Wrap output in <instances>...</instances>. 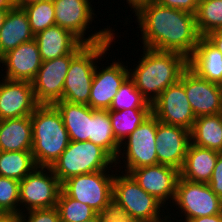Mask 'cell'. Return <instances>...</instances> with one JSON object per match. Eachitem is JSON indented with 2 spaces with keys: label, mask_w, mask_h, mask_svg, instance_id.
I'll return each mask as SVG.
<instances>
[{
  "label": "cell",
  "mask_w": 222,
  "mask_h": 222,
  "mask_svg": "<svg viewBox=\"0 0 222 222\" xmlns=\"http://www.w3.org/2000/svg\"><path fill=\"white\" fill-rule=\"evenodd\" d=\"M135 16L145 48L176 52L188 59L201 37L194 14L162 6L156 1L143 7Z\"/></svg>",
  "instance_id": "1"
},
{
  "label": "cell",
  "mask_w": 222,
  "mask_h": 222,
  "mask_svg": "<svg viewBox=\"0 0 222 222\" xmlns=\"http://www.w3.org/2000/svg\"><path fill=\"white\" fill-rule=\"evenodd\" d=\"M141 57L137 67L133 72L132 70L129 72V77L148 103L153 104L168 86L180 80L182 73L188 67V59L176 52L145 47Z\"/></svg>",
  "instance_id": "2"
},
{
  "label": "cell",
  "mask_w": 222,
  "mask_h": 222,
  "mask_svg": "<svg viewBox=\"0 0 222 222\" xmlns=\"http://www.w3.org/2000/svg\"><path fill=\"white\" fill-rule=\"evenodd\" d=\"M30 117L35 164L37 167H51L70 142L62 116L54 105L40 104Z\"/></svg>",
  "instance_id": "3"
},
{
  "label": "cell",
  "mask_w": 222,
  "mask_h": 222,
  "mask_svg": "<svg viewBox=\"0 0 222 222\" xmlns=\"http://www.w3.org/2000/svg\"><path fill=\"white\" fill-rule=\"evenodd\" d=\"M114 174L112 212L136 222H162V203L142 189L128 173Z\"/></svg>",
  "instance_id": "4"
},
{
  "label": "cell",
  "mask_w": 222,
  "mask_h": 222,
  "mask_svg": "<svg viewBox=\"0 0 222 222\" xmlns=\"http://www.w3.org/2000/svg\"><path fill=\"white\" fill-rule=\"evenodd\" d=\"M115 39L114 34L104 42L87 44L69 65L61 100L88 105L96 60H100Z\"/></svg>",
  "instance_id": "5"
},
{
  "label": "cell",
  "mask_w": 222,
  "mask_h": 222,
  "mask_svg": "<svg viewBox=\"0 0 222 222\" xmlns=\"http://www.w3.org/2000/svg\"><path fill=\"white\" fill-rule=\"evenodd\" d=\"M115 159L91 141H70L67 148L50 167L62 184L70 177L107 170Z\"/></svg>",
  "instance_id": "6"
},
{
  "label": "cell",
  "mask_w": 222,
  "mask_h": 222,
  "mask_svg": "<svg viewBox=\"0 0 222 222\" xmlns=\"http://www.w3.org/2000/svg\"><path fill=\"white\" fill-rule=\"evenodd\" d=\"M106 171L70 177L61 184V189L69 197L89 205L99 214L112 213L114 175Z\"/></svg>",
  "instance_id": "7"
},
{
  "label": "cell",
  "mask_w": 222,
  "mask_h": 222,
  "mask_svg": "<svg viewBox=\"0 0 222 222\" xmlns=\"http://www.w3.org/2000/svg\"><path fill=\"white\" fill-rule=\"evenodd\" d=\"M90 0H53L56 25L70 31L82 43L95 44L107 41L114 33L109 28L85 38L89 23L92 22L95 13L91 8Z\"/></svg>",
  "instance_id": "8"
},
{
  "label": "cell",
  "mask_w": 222,
  "mask_h": 222,
  "mask_svg": "<svg viewBox=\"0 0 222 222\" xmlns=\"http://www.w3.org/2000/svg\"><path fill=\"white\" fill-rule=\"evenodd\" d=\"M60 191L61 183L52 169L36 167L20 181L19 204L24 205L26 211L54 208Z\"/></svg>",
  "instance_id": "9"
},
{
  "label": "cell",
  "mask_w": 222,
  "mask_h": 222,
  "mask_svg": "<svg viewBox=\"0 0 222 222\" xmlns=\"http://www.w3.org/2000/svg\"><path fill=\"white\" fill-rule=\"evenodd\" d=\"M86 45L81 43L71 54L42 62L35 79L32 81L34 95L39 104L53 105L62 99L71 60Z\"/></svg>",
  "instance_id": "10"
},
{
  "label": "cell",
  "mask_w": 222,
  "mask_h": 222,
  "mask_svg": "<svg viewBox=\"0 0 222 222\" xmlns=\"http://www.w3.org/2000/svg\"><path fill=\"white\" fill-rule=\"evenodd\" d=\"M158 119L151 113L148 118L143 121L134 132H132L124 143H120V151L123 146L122 155H126L125 173H129L132 169H138L145 166H153L158 164L156 154V130ZM127 141V142H126ZM125 144V145H122ZM127 149V150H126Z\"/></svg>",
  "instance_id": "11"
},
{
  "label": "cell",
  "mask_w": 222,
  "mask_h": 222,
  "mask_svg": "<svg viewBox=\"0 0 222 222\" xmlns=\"http://www.w3.org/2000/svg\"><path fill=\"white\" fill-rule=\"evenodd\" d=\"M176 205L185 214V221L202 216L219 214L221 198L207 183L192 182L181 177L176 184Z\"/></svg>",
  "instance_id": "12"
},
{
  "label": "cell",
  "mask_w": 222,
  "mask_h": 222,
  "mask_svg": "<svg viewBox=\"0 0 222 222\" xmlns=\"http://www.w3.org/2000/svg\"><path fill=\"white\" fill-rule=\"evenodd\" d=\"M152 114L162 123L181 126L189 131L196 120L180 81L168 86L153 102Z\"/></svg>",
  "instance_id": "13"
},
{
  "label": "cell",
  "mask_w": 222,
  "mask_h": 222,
  "mask_svg": "<svg viewBox=\"0 0 222 222\" xmlns=\"http://www.w3.org/2000/svg\"><path fill=\"white\" fill-rule=\"evenodd\" d=\"M195 117L222 113V90L187 67L180 80Z\"/></svg>",
  "instance_id": "14"
},
{
  "label": "cell",
  "mask_w": 222,
  "mask_h": 222,
  "mask_svg": "<svg viewBox=\"0 0 222 222\" xmlns=\"http://www.w3.org/2000/svg\"><path fill=\"white\" fill-rule=\"evenodd\" d=\"M190 143L188 129L158 122L155 142L158 164L167 165L180 171Z\"/></svg>",
  "instance_id": "15"
},
{
  "label": "cell",
  "mask_w": 222,
  "mask_h": 222,
  "mask_svg": "<svg viewBox=\"0 0 222 222\" xmlns=\"http://www.w3.org/2000/svg\"><path fill=\"white\" fill-rule=\"evenodd\" d=\"M0 82V120L31 116L40 105L32 82L2 78Z\"/></svg>",
  "instance_id": "16"
},
{
  "label": "cell",
  "mask_w": 222,
  "mask_h": 222,
  "mask_svg": "<svg viewBox=\"0 0 222 222\" xmlns=\"http://www.w3.org/2000/svg\"><path fill=\"white\" fill-rule=\"evenodd\" d=\"M130 174L139 186L163 205L169 198L174 202L179 170L162 164L132 169Z\"/></svg>",
  "instance_id": "17"
},
{
  "label": "cell",
  "mask_w": 222,
  "mask_h": 222,
  "mask_svg": "<svg viewBox=\"0 0 222 222\" xmlns=\"http://www.w3.org/2000/svg\"><path fill=\"white\" fill-rule=\"evenodd\" d=\"M125 67L119 61L112 62L101 71L96 66L88 106L94 110H109L118 89L129 77L130 70Z\"/></svg>",
  "instance_id": "18"
},
{
  "label": "cell",
  "mask_w": 222,
  "mask_h": 222,
  "mask_svg": "<svg viewBox=\"0 0 222 222\" xmlns=\"http://www.w3.org/2000/svg\"><path fill=\"white\" fill-rule=\"evenodd\" d=\"M42 62L35 39L22 43L0 58V63L6 66L5 79L29 82L35 79Z\"/></svg>",
  "instance_id": "19"
},
{
  "label": "cell",
  "mask_w": 222,
  "mask_h": 222,
  "mask_svg": "<svg viewBox=\"0 0 222 222\" xmlns=\"http://www.w3.org/2000/svg\"><path fill=\"white\" fill-rule=\"evenodd\" d=\"M42 61L71 54L82 42L70 31L53 25L34 36Z\"/></svg>",
  "instance_id": "20"
},
{
  "label": "cell",
  "mask_w": 222,
  "mask_h": 222,
  "mask_svg": "<svg viewBox=\"0 0 222 222\" xmlns=\"http://www.w3.org/2000/svg\"><path fill=\"white\" fill-rule=\"evenodd\" d=\"M34 36L24 9L15 6L8 10L0 29V58L22 43L32 41Z\"/></svg>",
  "instance_id": "21"
},
{
  "label": "cell",
  "mask_w": 222,
  "mask_h": 222,
  "mask_svg": "<svg viewBox=\"0 0 222 222\" xmlns=\"http://www.w3.org/2000/svg\"><path fill=\"white\" fill-rule=\"evenodd\" d=\"M188 67L205 80L218 84L222 78V54L206 37H200L188 58Z\"/></svg>",
  "instance_id": "22"
},
{
  "label": "cell",
  "mask_w": 222,
  "mask_h": 222,
  "mask_svg": "<svg viewBox=\"0 0 222 222\" xmlns=\"http://www.w3.org/2000/svg\"><path fill=\"white\" fill-rule=\"evenodd\" d=\"M219 153L190 143L183 166L179 171L180 177L188 181L208 184Z\"/></svg>",
  "instance_id": "23"
},
{
  "label": "cell",
  "mask_w": 222,
  "mask_h": 222,
  "mask_svg": "<svg viewBox=\"0 0 222 222\" xmlns=\"http://www.w3.org/2000/svg\"><path fill=\"white\" fill-rule=\"evenodd\" d=\"M30 116L0 120V151H32Z\"/></svg>",
  "instance_id": "24"
},
{
  "label": "cell",
  "mask_w": 222,
  "mask_h": 222,
  "mask_svg": "<svg viewBox=\"0 0 222 222\" xmlns=\"http://www.w3.org/2000/svg\"><path fill=\"white\" fill-rule=\"evenodd\" d=\"M60 112L70 141H89L91 107L59 100L53 104Z\"/></svg>",
  "instance_id": "25"
},
{
  "label": "cell",
  "mask_w": 222,
  "mask_h": 222,
  "mask_svg": "<svg viewBox=\"0 0 222 222\" xmlns=\"http://www.w3.org/2000/svg\"><path fill=\"white\" fill-rule=\"evenodd\" d=\"M190 139L195 146L222 152V113L196 117Z\"/></svg>",
  "instance_id": "26"
},
{
  "label": "cell",
  "mask_w": 222,
  "mask_h": 222,
  "mask_svg": "<svg viewBox=\"0 0 222 222\" xmlns=\"http://www.w3.org/2000/svg\"><path fill=\"white\" fill-rule=\"evenodd\" d=\"M89 141L104 148L119 164L120 144L114 136L108 110H94L91 108V128Z\"/></svg>",
  "instance_id": "27"
},
{
  "label": "cell",
  "mask_w": 222,
  "mask_h": 222,
  "mask_svg": "<svg viewBox=\"0 0 222 222\" xmlns=\"http://www.w3.org/2000/svg\"><path fill=\"white\" fill-rule=\"evenodd\" d=\"M36 167L32 151H0V176L21 181Z\"/></svg>",
  "instance_id": "28"
},
{
  "label": "cell",
  "mask_w": 222,
  "mask_h": 222,
  "mask_svg": "<svg viewBox=\"0 0 222 222\" xmlns=\"http://www.w3.org/2000/svg\"><path fill=\"white\" fill-rule=\"evenodd\" d=\"M152 113V109H125L108 111L116 141L123 143L136 128Z\"/></svg>",
  "instance_id": "29"
},
{
  "label": "cell",
  "mask_w": 222,
  "mask_h": 222,
  "mask_svg": "<svg viewBox=\"0 0 222 222\" xmlns=\"http://www.w3.org/2000/svg\"><path fill=\"white\" fill-rule=\"evenodd\" d=\"M195 20L201 37L222 30V0H199Z\"/></svg>",
  "instance_id": "30"
},
{
  "label": "cell",
  "mask_w": 222,
  "mask_h": 222,
  "mask_svg": "<svg viewBox=\"0 0 222 222\" xmlns=\"http://www.w3.org/2000/svg\"><path fill=\"white\" fill-rule=\"evenodd\" d=\"M125 109H152V104L142 96L135 82L128 77L118 89L108 111Z\"/></svg>",
  "instance_id": "31"
},
{
  "label": "cell",
  "mask_w": 222,
  "mask_h": 222,
  "mask_svg": "<svg viewBox=\"0 0 222 222\" xmlns=\"http://www.w3.org/2000/svg\"><path fill=\"white\" fill-rule=\"evenodd\" d=\"M56 208L61 222H84L97 214L89 205L69 197L62 189Z\"/></svg>",
  "instance_id": "32"
},
{
  "label": "cell",
  "mask_w": 222,
  "mask_h": 222,
  "mask_svg": "<svg viewBox=\"0 0 222 222\" xmlns=\"http://www.w3.org/2000/svg\"><path fill=\"white\" fill-rule=\"evenodd\" d=\"M27 13L34 35L56 24L53 0L33 2L22 7Z\"/></svg>",
  "instance_id": "33"
},
{
  "label": "cell",
  "mask_w": 222,
  "mask_h": 222,
  "mask_svg": "<svg viewBox=\"0 0 222 222\" xmlns=\"http://www.w3.org/2000/svg\"><path fill=\"white\" fill-rule=\"evenodd\" d=\"M20 181L0 176V211L2 213L21 214L23 209L17 208L19 202Z\"/></svg>",
  "instance_id": "34"
},
{
  "label": "cell",
  "mask_w": 222,
  "mask_h": 222,
  "mask_svg": "<svg viewBox=\"0 0 222 222\" xmlns=\"http://www.w3.org/2000/svg\"><path fill=\"white\" fill-rule=\"evenodd\" d=\"M27 214H20L21 222H61L59 212L56 207L49 209H33ZM28 220H27V219Z\"/></svg>",
  "instance_id": "35"
},
{
  "label": "cell",
  "mask_w": 222,
  "mask_h": 222,
  "mask_svg": "<svg viewBox=\"0 0 222 222\" xmlns=\"http://www.w3.org/2000/svg\"><path fill=\"white\" fill-rule=\"evenodd\" d=\"M158 4L196 14L199 0H155Z\"/></svg>",
  "instance_id": "36"
},
{
  "label": "cell",
  "mask_w": 222,
  "mask_h": 222,
  "mask_svg": "<svg viewBox=\"0 0 222 222\" xmlns=\"http://www.w3.org/2000/svg\"><path fill=\"white\" fill-rule=\"evenodd\" d=\"M208 185L222 201V152L218 154L216 165Z\"/></svg>",
  "instance_id": "37"
},
{
  "label": "cell",
  "mask_w": 222,
  "mask_h": 222,
  "mask_svg": "<svg viewBox=\"0 0 222 222\" xmlns=\"http://www.w3.org/2000/svg\"><path fill=\"white\" fill-rule=\"evenodd\" d=\"M206 38L221 52L222 54V30L209 33Z\"/></svg>",
  "instance_id": "38"
},
{
  "label": "cell",
  "mask_w": 222,
  "mask_h": 222,
  "mask_svg": "<svg viewBox=\"0 0 222 222\" xmlns=\"http://www.w3.org/2000/svg\"><path fill=\"white\" fill-rule=\"evenodd\" d=\"M102 222H136L115 213L103 214Z\"/></svg>",
  "instance_id": "39"
},
{
  "label": "cell",
  "mask_w": 222,
  "mask_h": 222,
  "mask_svg": "<svg viewBox=\"0 0 222 222\" xmlns=\"http://www.w3.org/2000/svg\"><path fill=\"white\" fill-rule=\"evenodd\" d=\"M155 2V0H127V4L133 8L137 14L143 7Z\"/></svg>",
  "instance_id": "40"
},
{
  "label": "cell",
  "mask_w": 222,
  "mask_h": 222,
  "mask_svg": "<svg viewBox=\"0 0 222 222\" xmlns=\"http://www.w3.org/2000/svg\"><path fill=\"white\" fill-rule=\"evenodd\" d=\"M185 222H222V221H221L220 215L215 214L212 216H202V217L188 219Z\"/></svg>",
  "instance_id": "41"
},
{
  "label": "cell",
  "mask_w": 222,
  "mask_h": 222,
  "mask_svg": "<svg viewBox=\"0 0 222 222\" xmlns=\"http://www.w3.org/2000/svg\"><path fill=\"white\" fill-rule=\"evenodd\" d=\"M0 222H21L20 214L1 213Z\"/></svg>",
  "instance_id": "42"
},
{
  "label": "cell",
  "mask_w": 222,
  "mask_h": 222,
  "mask_svg": "<svg viewBox=\"0 0 222 222\" xmlns=\"http://www.w3.org/2000/svg\"><path fill=\"white\" fill-rule=\"evenodd\" d=\"M15 6V0H0V9H12Z\"/></svg>",
  "instance_id": "43"
},
{
  "label": "cell",
  "mask_w": 222,
  "mask_h": 222,
  "mask_svg": "<svg viewBox=\"0 0 222 222\" xmlns=\"http://www.w3.org/2000/svg\"><path fill=\"white\" fill-rule=\"evenodd\" d=\"M37 1H43V0H15V5L17 7H23L24 5L33 3V2H37Z\"/></svg>",
  "instance_id": "44"
},
{
  "label": "cell",
  "mask_w": 222,
  "mask_h": 222,
  "mask_svg": "<svg viewBox=\"0 0 222 222\" xmlns=\"http://www.w3.org/2000/svg\"><path fill=\"white\" fill-rule=\"evenodd\" d=\"M10 9H0V29L3 26L4 19Z\"/></svg>",
  "instance_id": "45"
},
{
  "label": "cell",
  "mask_w": 222,
  "mask_h": 222,
  "mask_svg": "<svg viewBox=\"0 0 222 222\" xmlns=\"http://www.w3.org/2000/svg\"><path fill=\"white\" fill-rule=\"evenodd\" d=\"M103 214L97 213L94 217L84 221V222H102Z\"/></svg>",
  "instance_id": "46"
},
{
  "label": "cell",
  "mask_w": 222,
  "mask_h": 222,
  "mask_svg": "<svg viewBox=\"0 0 222 222\" xmlns=\"http://www.w3.org/2000/svg\"><path fill=\"white\" fill-rule=\"evenodd\" d=\"M219 215H220V218H221V221H222V201H221V204H220Z\"/></svg>",
  "instance_id": "47"
},
{
  "label": "cell",
  "mask_w": 222,
  "mask_h": 222,
  "mask_svg": "<svg viewBox=\"0 0 222 222\" xmlns=\"http://www.w3.org/2000/svg\"><path fill=\"white\" fill-rule=\"evenodd\" d=\"M217 85L222 90V78H221V80L219 81V83Z\"/></svg>",
  "instance_id": "48"
},
{
  "label": "cell",
  "mask_w": 222,
  "mask_h": 222,
  "mask_svg": "<svg viewBox=\"0 0 222 222\" xmlns=\"http://www.w3.org/2000/svg\"><path fill=\"white\" fill-rule=\"evenodd\" d=\"M170 216H166V217H164L165 219H163L164 221H162V222H166L167 221V218H169ZM167 222H169V221H167ZM171 222V221H170Z\"/></svg>",
  "instance_id": "49"
}]
</instances>
